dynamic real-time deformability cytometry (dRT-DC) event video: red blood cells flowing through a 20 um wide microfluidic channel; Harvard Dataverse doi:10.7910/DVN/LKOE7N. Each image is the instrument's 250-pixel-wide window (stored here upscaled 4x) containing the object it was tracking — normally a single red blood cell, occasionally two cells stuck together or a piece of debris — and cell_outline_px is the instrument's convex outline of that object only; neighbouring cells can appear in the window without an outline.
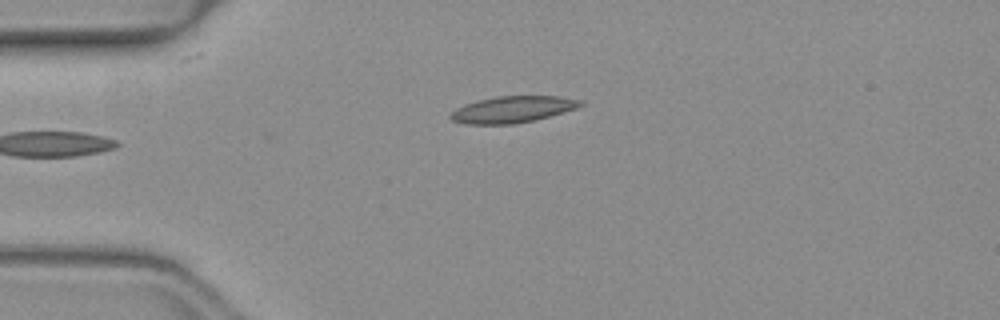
{"species": "common noctule bat (a hibernating species)", "species_latin": "Nyctalus noctula", "temperature_condition": "warm", "stored_images_in_passage": 36, "camera_frame_rate_fps": 3000, "um_per_image_px": 0.085, "animal": {"sex": "female", "body_mass_g": 19.3, "forearm_length_mm": 54.1}, "frame": {"image": 1, "passage_image": 1, "time_ms": 0.0, "image_size_px": [1000, 320], "cell_outline_px": [[584, 104], [576, 108], [548, 116], [532, 120], [512, 124], [464, 124], [452, 120], [448, 116], [456, 108], [464, 104], [476, 100], [496, 96], [560, 96], [580, 100]], "centroid_in_image_um": [43.51, 9.29], "position_along_channel_um": 41.5, "area_um2": 19.94}}
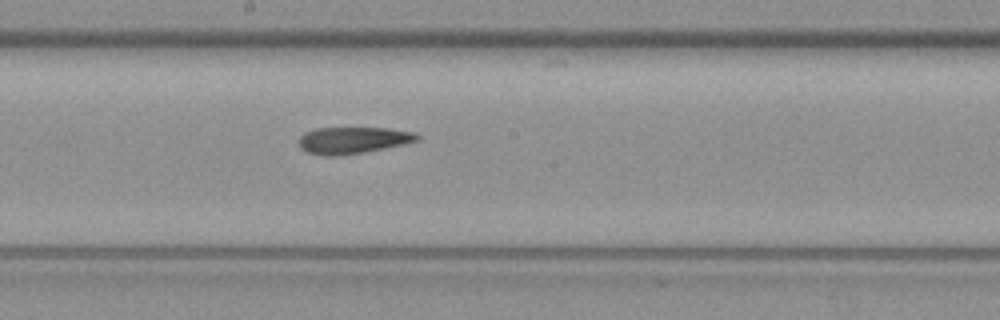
{"frame": {"image": 2, "passage_image": 16, "time_ms": 5.0, "image_size_px": [1000, 320], "cell_outline_px": [[420, 140], [404, 144], [364, 152], [340, 156], [324, 156], [308, 152], [300, 148], [300, 136], [304, 132], [316, 128], [388, 128], [416, 132], [420, 136]], "centroid_in_image_um": [30.02, 11.92], "position_along_channel_um": 218.2, "area_um2": 18.5}}
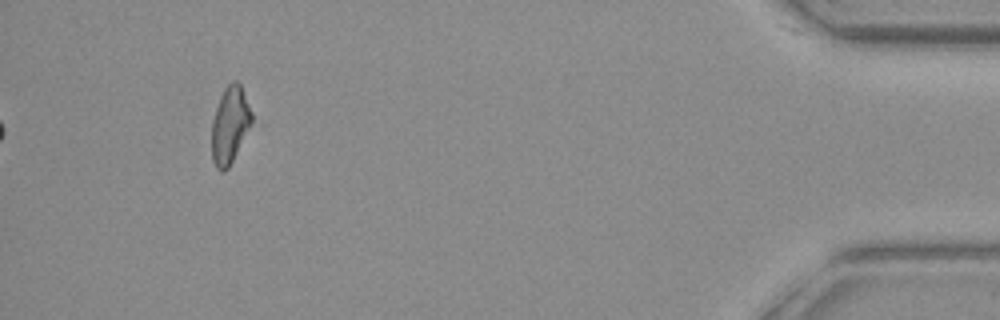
{"frame": {"image": 3, "passage_image": 36, "time_ms": 11.667, "image_size_px": [1000, 320], "cell_outline_px": [[252, 124], [228, 168], [224, 172], [220, 172], [216, 168], [212, 160], [212, 120], [220, 96], [224, 88], [232, 80], [236, 80], [240, 84], [252, 112]], "centroid_in_image_um": [19.54, 10.63], "position_along_channel_um": 415.7, "area_um2": 17.92}, "authors_computed_cell_mechanics": {"area_um2": 18.5538, "velocity_mm_per_s": 4.0308, "shape_relaxation_time_tau1_ms": null, "shape_relaxation_time_tau2_ms": 3.8511, "deformation_change_tau1": null, "deformation_change_tau2": 0.1466}}